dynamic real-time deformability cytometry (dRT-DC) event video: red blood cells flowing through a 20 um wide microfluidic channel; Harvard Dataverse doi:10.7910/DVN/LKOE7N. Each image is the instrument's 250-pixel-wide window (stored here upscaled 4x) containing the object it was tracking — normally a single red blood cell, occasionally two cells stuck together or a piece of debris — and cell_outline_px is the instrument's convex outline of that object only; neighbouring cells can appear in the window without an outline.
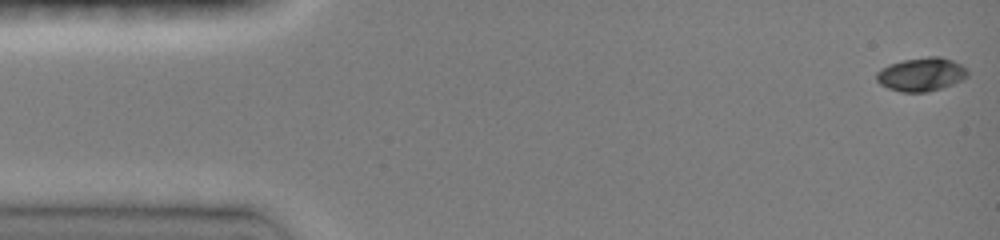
{"species": "common noctule bat (a hibernating species)", "species_latin": "Nyctalus noctula", "temperature_condition": "room temperature", "stored_images_in_passage": 47, "camera_frame_rate_fps": 3000, "um_per_image_px": 0.085, "animal": {"sex": "female", "body_mass_g": 19.0, "forearm_length_mm": 51.5}, "frame": {"image": 1, "passage_image": 1, "time_ms": 0.0, "image_size_px": [1000, 240], "cell_outline_px": [[968, 76], [952, 84], [928, 92], [900, 92], [888, 88], [880, 84], [876, 80], [876, 72], [880, 68], [888, 64], [904, 60], [928, 56], [940, 56], [952, 60], [968, 68]], "centroid_in_image_um": [78.29, 6.31], "position_along_channel_um": 6.7, "area_um2": 17.92}}
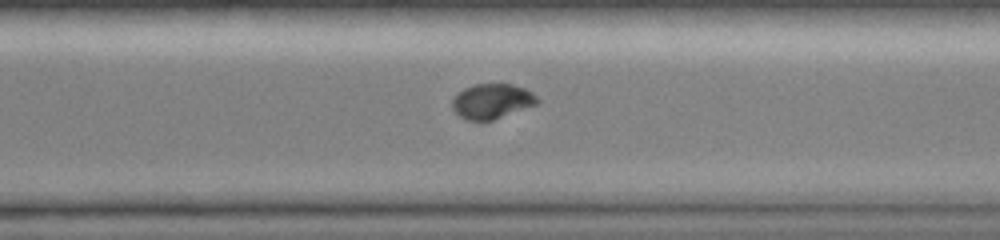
{"frame": {"image": 2, "passage_image": 35, "time_ms": 11.0, "image_size_px": [1000, 240], "cell_outline_px": [[540, 100], [536, 104], [492, 120], [464, 120], [452, 108], [452, 100], [464, 88], [476, 84], [512, 84], [524, 88], [532, 92]], "centroid_in_image_um": [41.81, 8.6], "position_along_channel_um": 328.8, "area_um2": 17.05}}
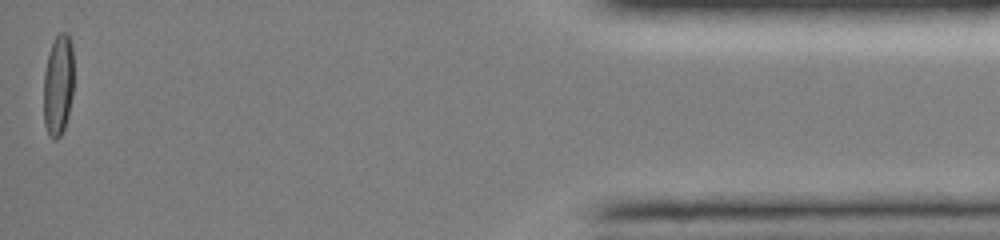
{"frame": {"image": 3, "passage_image": 47, "time_ms": 15.333, "image_size_px": [1000, 240], "cell_outline_px": [[72, 96], [68, 116], [64, 128], [60, 136], [56, 140], [52, 140], [48, 136], [44, 124], [44, 72], [48, 56], [52, 44], [56, 36], [60, 32], [68, 32], [72, 44]], "centroid_in_image_um": [4.94, 7.27], "position_along_channel_um": 430.3, "area_um2": 17.8}, "authors_computed_cell_mechanics": {"area_um2": 17.7446, "velocity_mm_per_s": 4.0604, "shape_relaxation_time_tau1_ms": 3.1628, "shape_relaxation_time_tau2_ms": null, "deformation_change_tau1": 0.1484, "deformation_change_tau2": null}}